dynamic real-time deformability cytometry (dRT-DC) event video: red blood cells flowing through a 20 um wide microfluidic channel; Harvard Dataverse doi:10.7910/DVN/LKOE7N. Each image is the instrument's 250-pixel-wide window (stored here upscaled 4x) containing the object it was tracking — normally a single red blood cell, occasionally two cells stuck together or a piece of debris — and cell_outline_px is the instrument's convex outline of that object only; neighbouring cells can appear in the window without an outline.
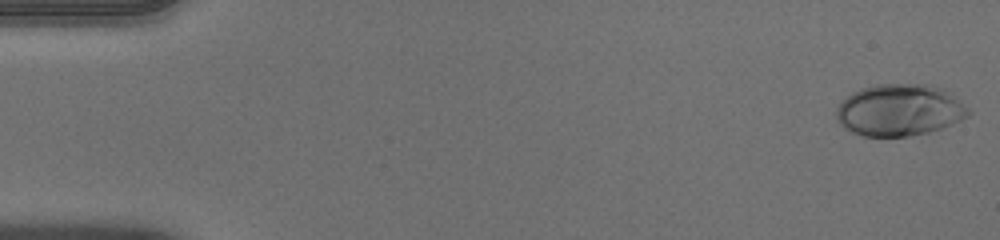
{"species": "human", "species_latin": "Homo sapiens", "temperature_condition": "warm", "stored_images_in_passage": 51, "camera_frame_rate_fps": 3000, "um_per_image_px": 0.085, "donor": {"sex": "male"}, "frame": {"image": 1, "passage_image": 1, "time_ms": 0.0, "image_size_px": [1000, 240], "cell_outline_px": [[972, 112], [968, 116], [952, 124], [928, 132], [908, 136], [864, 136], [852, 132], [844, 128], [836, 120], [836, 108], [852, 92], [860, 88], [876, 84], [924, 84], [940, 88], [968, 108]], "centroid_in_image_um": [76.41, 9.36], "position_along_channel_um": 8.6, "area_um2": 39.48}}
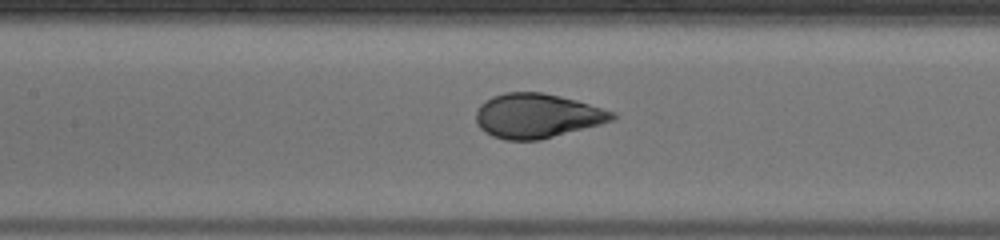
{"frame": {"image": 2, "passage_image": 24, "time_ms": 7.667, "image_size_px": [1000, 240], "cell_outline_px": [[620, 116], [612, 120], [600, 124], [540, 140], [504, 140], [492, 136], [484, 132], [476, 124], [476, 112], [480, 104], [484, 100], [492, 96], [504, 92], [544, 92], [576, 100], [616, 112]], "centroid_in_image_um": [45.63, 9.84], "position_along_channel_um": 161.8, "area_um2": 35.55}}
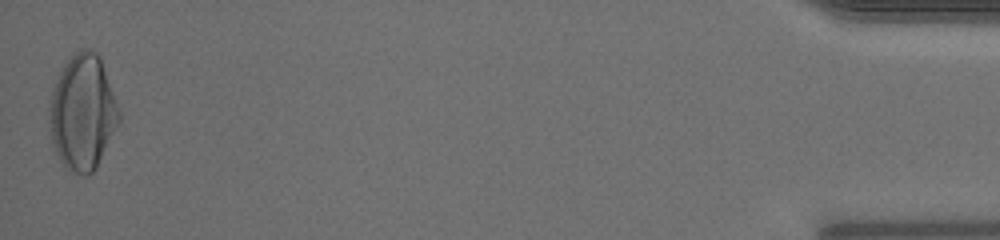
{"frame": {"image": 3, "passage_image": 51, "time_ms": 16.667, "image_size_px": [1000, 240], "cell_outline_px": [[120, 120], [96, 168], [88, 176], [84, 176], [64, 168], [52, 148], [48, 120], [48, 108], [52, 88], [64, 64], [80, 48], [88, 48], [96, 52], [100, 56], [120, 112]], "centroid_in_image_um": [6.99, 9.58], "position_along_channel_um": 428.2, "area_um2": 47.16}, "authors_computed_cell_mechanics": {"area_um2": 36.2406, "velocity_mm_per_s": 3.983, "shape_relaxation_time_tau1_ms": 5.0094, "shape_relaxation_time_tau2_ms": null, "deformation_change_tau1": 0.2385, "deformation_change_tau2": null}}